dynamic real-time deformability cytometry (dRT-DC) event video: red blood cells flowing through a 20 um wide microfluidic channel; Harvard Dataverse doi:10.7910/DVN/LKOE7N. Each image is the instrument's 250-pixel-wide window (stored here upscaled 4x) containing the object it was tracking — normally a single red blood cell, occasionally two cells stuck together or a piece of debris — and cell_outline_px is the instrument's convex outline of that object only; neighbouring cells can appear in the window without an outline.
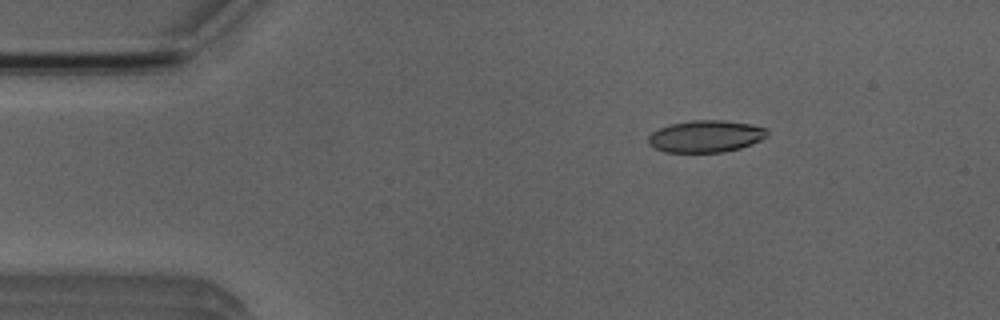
{"species": "Egyptian fruit bat (a non-hibernating species)", "species_latin": "Rousettus aegyptiacus", "temperature_condition": "room temperature", "stored_images_in_passage": 5, "camera_frame_rate_fps": 3000, "um_per_image_px": 0.085, "animal": {"sex": "male"}, "frame": {"image": 1, "passage_image": 3, "time_ms": 2.333, "image_size_px": [1000, 320], "cell_outline_px": [[768, 136], [752, 144], [740, 148], [724, 152], [664, 152], [648, 144], [648, 136], [652, 132], [668, 124], [692, 120], [724, 120], [752, 124], [768, 128]], "centroid_in_image_um": [60.01, 11.58], "position_along_channel_um": 25.0, "area_um2": 22.37}}
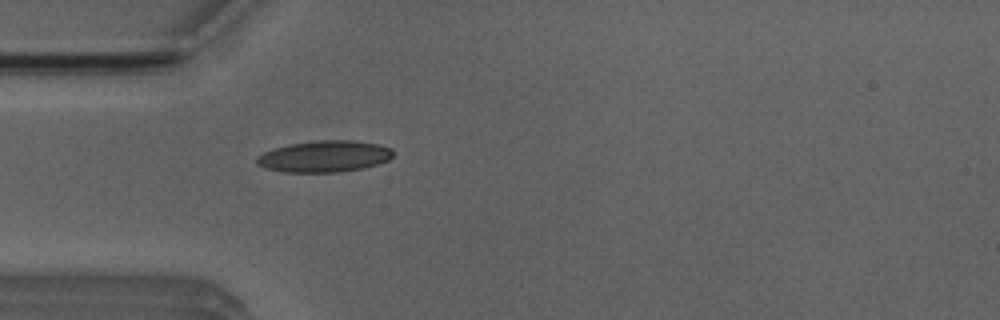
{"frame": {"image": 2, "passage_image": 5, "time_ms": 4.667, "image_size_px": [1000, 320], "cell_outline_px": [[396, 152], [388, 160], [376, 164], [360, 168], [340, 172], [284, 172], [264, 168], [256, 164], [256, 156], [272, 148], [288, 144], [320, 140], [356, 140], [376, 144], [392, 148]], "centroid_in_image_um": [27.54, 13.28], "position_along_channel_um": 57.5, "area_um2": 25.14}}